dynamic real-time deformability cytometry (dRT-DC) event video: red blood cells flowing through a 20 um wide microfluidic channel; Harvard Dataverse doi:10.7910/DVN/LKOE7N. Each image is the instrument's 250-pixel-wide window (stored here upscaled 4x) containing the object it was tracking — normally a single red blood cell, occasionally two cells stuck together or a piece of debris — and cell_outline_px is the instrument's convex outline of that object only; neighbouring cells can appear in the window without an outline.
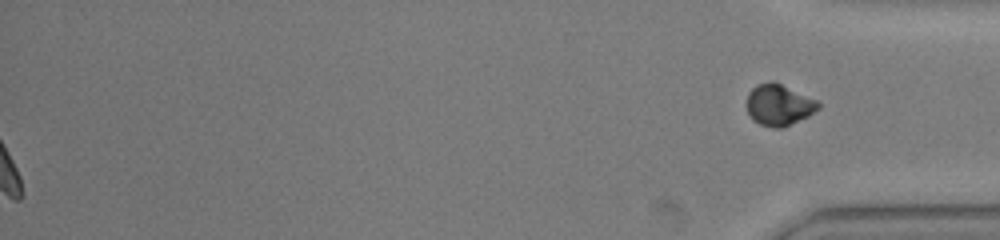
{"species": "common noctule bat (a hibernating species)", "species_latin": "Nyctalus noctula", "temperature_condition": "warm", "stored_images_in_passage": 43, "segment_of_instrument_passage": [2, 2], "camera_frame_rate_fps": 3000, "um_per_image_px": 0.085, "animal": {"sex": "male", "body_mass_g": 19.0, "forearm_length_mm": 50.8}, "frame": {"image": 1, "passage_image": 43, "time_ms": 14.0, "image_size_px": [1000, 240], "cell_outline_px": [[820, 108], [808, 116], [784, 128], [772, 128], [760, 124], [752, 120], [748, 112], [748, 92], [756, 84], [768, 80], [772, 80], [816, 100], [820, 104]], "centroid_in_image_um": [66.19, 8.92], "position_along_channel_um": 369.0, "area_um2": 17.22}}